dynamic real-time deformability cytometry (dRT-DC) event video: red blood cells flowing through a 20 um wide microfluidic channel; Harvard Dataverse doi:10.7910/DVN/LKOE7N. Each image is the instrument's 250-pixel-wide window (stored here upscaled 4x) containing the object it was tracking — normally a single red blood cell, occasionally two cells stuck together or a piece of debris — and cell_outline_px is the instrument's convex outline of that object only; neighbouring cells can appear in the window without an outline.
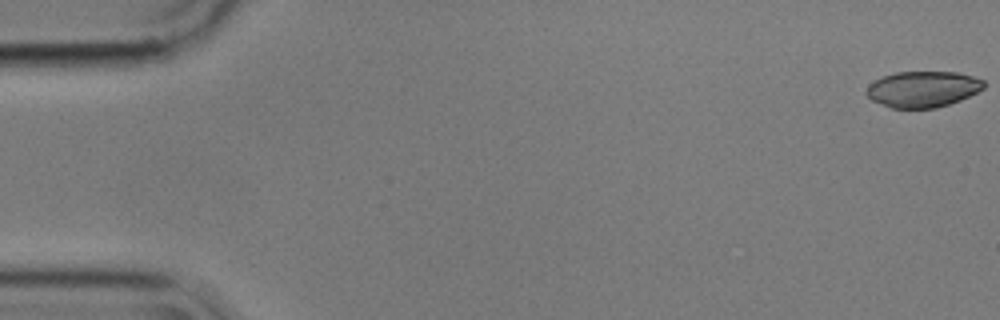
{"species": "common noctule bat (a hibernating species)", "species_latin": "Nyctalus noctula", "temperature_condition": "cold", "stored_images_in_passage": 15, "camera_frame_rate_fps": 3000, "um_per_image_px": 0.085, "animal": {"sex": "male", "body_mass_g": 17.9}, "frame": {"image": 1, "passage_image": 1, "time_ms": 0.0, "image_size_px": [1000, 320], "cell_outline_px": [[984, 88], [960, 100], [936, 108], [892, 108], [872, 100], [864, 92], [868, 84], [884, 76], [896, 72], [956, 72], [972, 76], [984, 80]], "centroid_in_image_um": [78.42, 7.57], "position_along_channel_um": 6.6, "area_um2": 24.51}}
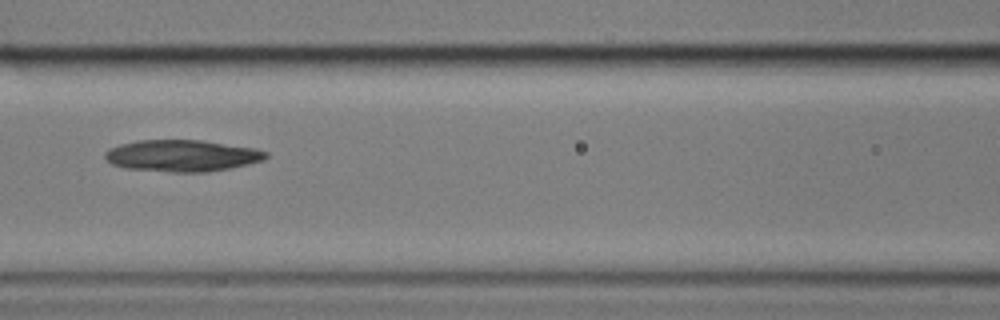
{"frame": {"image": 2, "passage_image": 7, "time_ms": 2.0, "image_size_px": [1000, 320], "cell_outline_px": [[268, 156], [264, 160], [248, 164], [208, 172], [168, 172], [124, 168], [112, 164], [104, 156], [104, 152], [108, 148], [120, 144], [136, 140], [200, 140], [256, 148], [268, 152]], "centroid_in_image_um": [15.46, 13.23], "position_along_channel_um": 151.1, "area_um2": 29.82}}
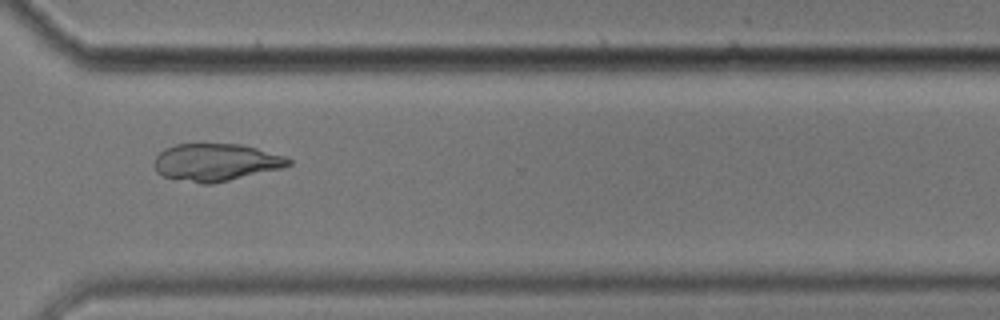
{"frame": {"image": 3, "passage_image": 12, "time_ms": 3.667, "image_size_px": [1000, 320], "cell_outline_px": [[292, 164], [284, 168], [212, 184], [200, 184], [164, 176], [156, 172], [156, 156], [164, 148], [176, 144], [240, 144], [256, 148], [284, 156], [292, 160]], "centroid_in_image_um": [18.38, 13.8], "position_along_channel_um": 352.2, "area_um2": 29.19}}